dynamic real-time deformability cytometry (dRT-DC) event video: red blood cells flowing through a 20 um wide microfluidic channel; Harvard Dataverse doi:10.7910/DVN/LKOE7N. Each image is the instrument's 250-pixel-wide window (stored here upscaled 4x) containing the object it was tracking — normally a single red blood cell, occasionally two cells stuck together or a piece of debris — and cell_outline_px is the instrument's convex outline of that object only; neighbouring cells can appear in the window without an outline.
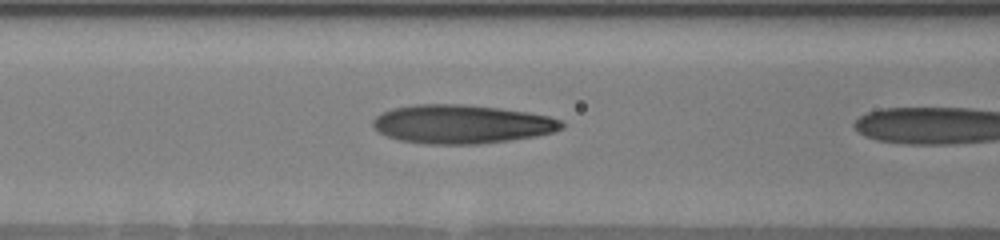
{"species": "human", "species_latin": "Homo sapiens", "temperature_condition": "warm", "stored_images_in_passage": 21, "camera_frame_rate_fps": 3000, "um_per_image_px": 0.085, "donor": {"sex": "male"}, "frame": {"image": 1, "passage_image": 20, "time_ms": 6.333, "image_size_px": [1000, 240], "cell_outline_px": [[564, 128], [556, 132], [536, 136], [480, 144], [428, 144], [400, 140], [388, 136], [380, 132], [372, 124], [372, 120], [376, 116], [392, 108], [416, 104], [460, 104], [496, 108], [528, 112], [548, 116], [560, 120], [564, 124]], "centroid_in_image_um": [39.26, 10.55], "position_along_channel_um": 127.3, "area_um2": 42.43}}